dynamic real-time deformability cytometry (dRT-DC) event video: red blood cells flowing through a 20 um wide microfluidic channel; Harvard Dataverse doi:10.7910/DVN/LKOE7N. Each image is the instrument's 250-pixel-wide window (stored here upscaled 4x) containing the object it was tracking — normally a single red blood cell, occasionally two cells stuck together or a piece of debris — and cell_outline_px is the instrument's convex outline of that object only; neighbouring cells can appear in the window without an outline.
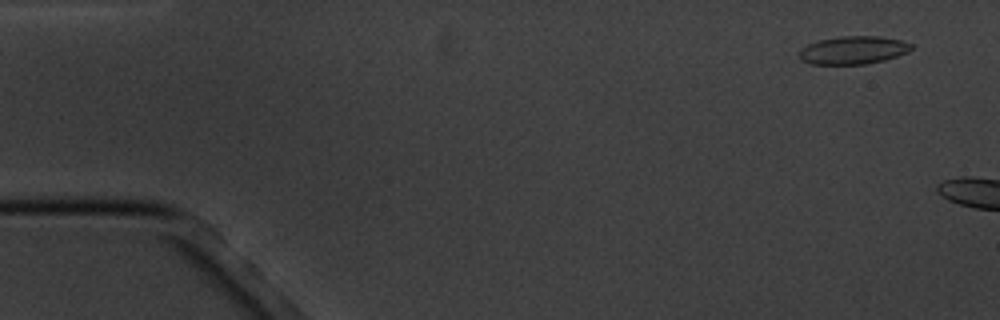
{"species": "common noctule bat (a hibernating species)", "species_latin": "Nyctalus noctula", "temperature_condition": "cold", "stored_images_in_passage": 3, "camera_frame_rate_fps": 3000, "um_per_image_px": 0.085, "animal": {"sex": "male", "body_mass_g": 20.1, "forearm_length_mm": 53.5}, "frame": {"image": 1, "passage_image": 1, "time_ms": 0.0, "image_size_px": [1000, 320], "cell_outline_px": [[912, 48], [908, 52], [884, 60], [864, 64], [808, 64], [800, 60], [800, 52], [808, 44], [820, 40], [840, 36], [880, 36], [900, 40], [912, 44]], "centroid_in_image_um": [72.52, 4.26], "position_along_channel_um": 12.5, "area_um2": 18.15}}